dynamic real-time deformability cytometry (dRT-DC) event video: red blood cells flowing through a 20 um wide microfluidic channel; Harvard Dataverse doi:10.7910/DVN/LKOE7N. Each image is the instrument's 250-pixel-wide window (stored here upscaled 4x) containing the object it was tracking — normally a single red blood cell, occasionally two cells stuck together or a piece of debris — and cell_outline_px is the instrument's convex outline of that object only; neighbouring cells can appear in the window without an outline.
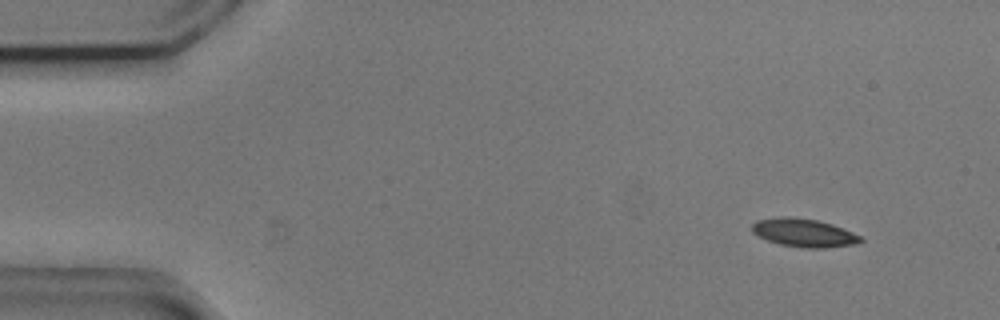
{"species": "common noctule bat (a hibernating species)", "species_latin": "Nyctalus noctula", "temperature_condition": "cold", "stored_images_in_passage": 53, "camera_frame_rate_fps": 3000, "um_per_image_px": 0.085, "animal": {"sex": "male", "body_mass_g": 20.5, "forearm_length_mm": 52.5}, "frame": {"image": 1, "passage_image": 4, "time_ms": 1.0, "image_size_px": [1000, 320], "cell_outline_px": [[864, 240], [852, 244], [824, 248], [804, 248], [780, 244], [768, 240], [752, 232], [752, 224], [756, 220], [780, 216], [788, 216], [816, 220], [832, 224], [852, 232], [860, 236]], "centroid_in_image_um": [68.3, 19.78], "position_along_channel_um": 16.7, "area_um2": 17.69}}
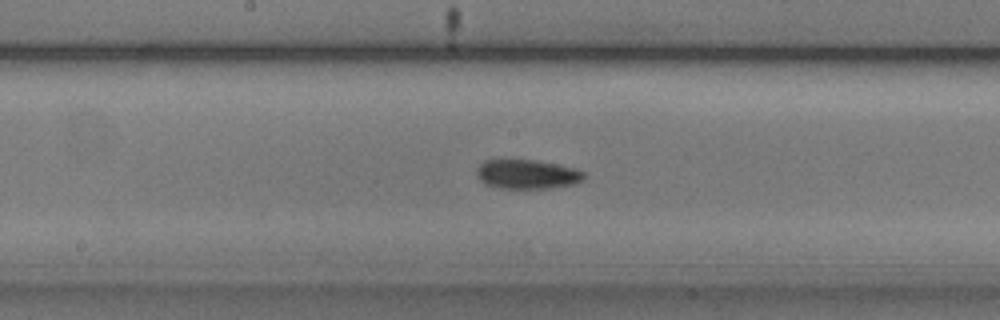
{"frame": {"image": 2, "passage_image": 27, "time_ms": 8.667, "image_size_px": [1000, 320], "cell_outline_px": [[584, 180], [576, 184], [548, 188], [500, 188], [484, 184], [476, 176], [476, 172], [480, 164], [484, 160], [532, 160], [556, 164], [576, 168], [584, 172]], "centroid_in_image_um": [44.81, 14.82], "position_along_channel_um": 203.4, "area_um2": 18.32}}
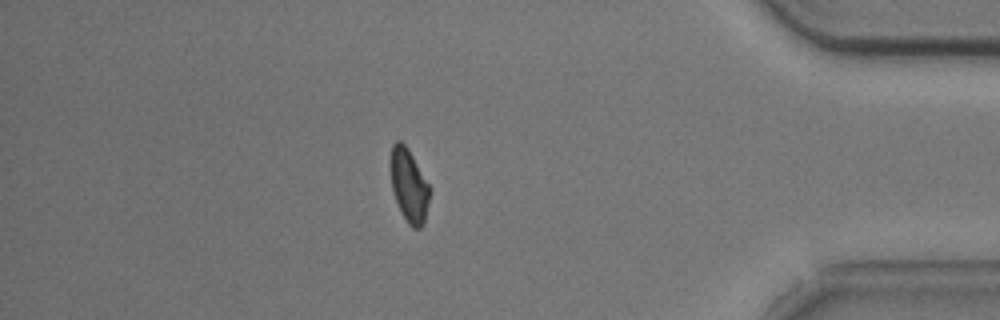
{"frame": {"image": 3, "passage_image": 46, "time_ms": 15.0, "image_size_px": [1000, 320], "cell_outline_px": [[428, 204], [424, 224], [420, 228], [412, 228], [408, 224], [396, 200], [392, 188], [392, 144], [396, 140], [400, 140], [408, 148], [428, 184]], "centroid_in_image_um": [34.77, 15.78], "position_along_channel_um": 400.4, "area_um2": 15.95}, "authors_computed_cell_mechanics": {"area_um2": 17.7446, "velocity_mm_per_s": 3.7076, "shape_relaxation_time_tau1_ms": 3.2434, "shape_relaxation_time_tau2_ms": null, "deformation_change_tau1": 0.09, "deformation_change_tau2": null}}